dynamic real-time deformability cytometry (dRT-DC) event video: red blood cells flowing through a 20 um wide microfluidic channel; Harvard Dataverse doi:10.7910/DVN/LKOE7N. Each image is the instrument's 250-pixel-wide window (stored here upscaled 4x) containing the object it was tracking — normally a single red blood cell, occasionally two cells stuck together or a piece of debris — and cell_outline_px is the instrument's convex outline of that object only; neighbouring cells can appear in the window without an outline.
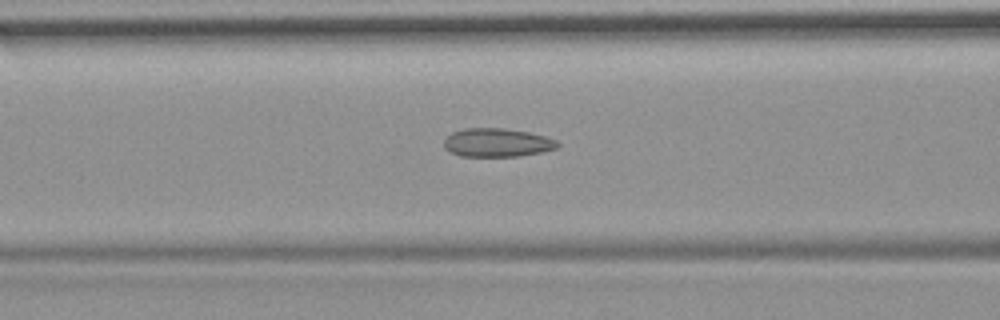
{"species": "common noctule bat (a hibernating species)", "species_latin": "Nyctalus noctula", "temperature_condition": "room temperature", "stored_images_in_passage": 47, "camera_frame_rate_fps": 3000, "um_per_image_px": 0.085, "animal": {"sex": "female", "body_mass_g": 19.9}, "frame": {"image": 1, "passage_image": 21, "time_ms": 6.667, "image_size_px": [1000, 320], "cell_outline_px": [[560, 144], [556, 148], [540, 152], [520, 156], [460, 156], [448, 152], [444, 148], [444, 140], [452, 132], [464, 128], [504, 128], [528, 132], [544, 136], [556, 140]], "centroid_in_image_um": [42.21, 12.12], "position_along_channel_um": 124.4, "area_um2": 18.9}, "authors_computed_cell_mechanics": {"area_um2": 18.9006, "velocity_mm_per_s": 3.7187, "shape_relaxation_time_tau1_ms": null, "shape_relaxation_time_tau2_ms": 2.4588, "deformation_change_tau1": null, "deformation_change_tau2": 0.1007}}